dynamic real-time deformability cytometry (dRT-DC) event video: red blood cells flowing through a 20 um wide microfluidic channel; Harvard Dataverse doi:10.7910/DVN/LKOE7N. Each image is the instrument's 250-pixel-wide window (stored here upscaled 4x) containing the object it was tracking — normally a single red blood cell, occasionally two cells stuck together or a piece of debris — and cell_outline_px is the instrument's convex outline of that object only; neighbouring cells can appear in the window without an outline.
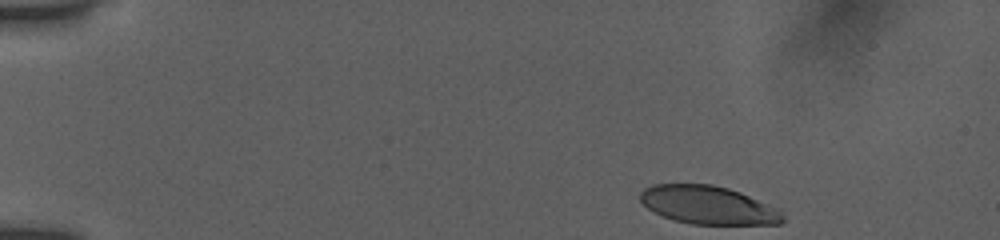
{"species": "human", "species_latin": "Homo sapiens", "temperature_condition": "room temperature", "stored_images_in_passage": 47, "camera_frame_rate_fps": 3000, "um_per_image_px": 0.085, "donor": {"sex": "female"}, "frame": {"image": 1, "passage_image": 1, "time_ms": 0.0, "image_size_px": [1000, 240], "cell_outline_px": [[784, 220], [780, 224], [692, 224], [676, 220], [664, 216], [648, 208], [640, 200], [640, 192], [644, 188], [652, 184], [712, 184], [728, 188], [740, 192], [780, 208], [784, 216]], "centroid_in_image_um": [60.24, 17.42], "position_along_channel_um": 24.8, "area_um2": 31.79}}
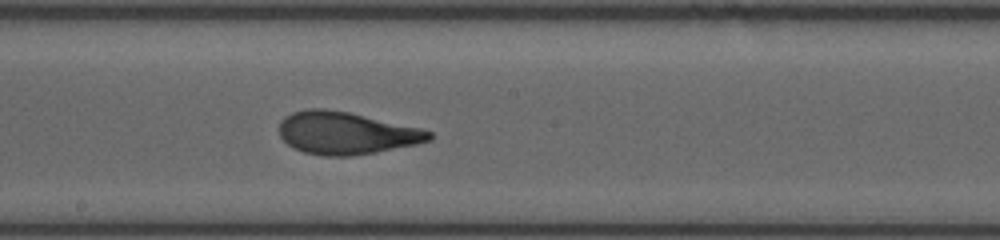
{"frame": {"image": 2, "passage_image": 24, "time_ms": 7.667, "image_size_px": [1000, 240], "cell_outline_px": [[432, 140], [416, 144], [352, 156], [324, 156], [304, 152], [292, 148], [280, 136], [280, 120], [284, 116], [292, 112], [308, 108], [324, 108], [348, 112], [420, 128], [432, 132]], "centroid_in_image_um": [29.38, 11.3], "position_along_channel_um": 218.8, "area_um2": 36.93}}
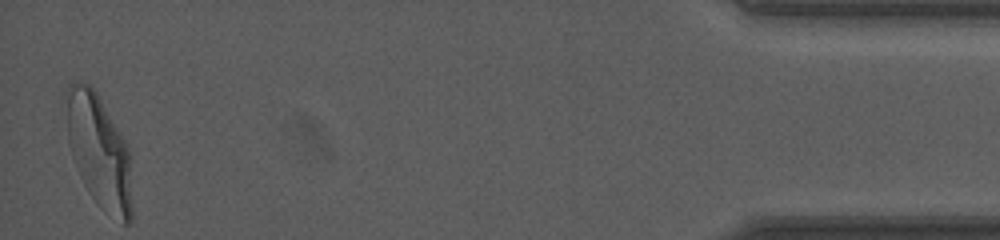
{"frame": {"image": 3, "passage_image": 46, "time_ms": 15.0, "image_size_px": [1000, 240], "cell_outline_px": [[132, 220], [128, 224], [124, 224], [68, 140], [64, 92], [72, 80], [88, 84], [96, 92], [124, 140], [128, 148], [132, 212]], "centroid_in_image_um": [8.45, 12.4], "position_along_channel_um": 426.8, "area_um2": 37.51}, "authors_computed_cell_mechanics": {"area_um2": 36.6452, "velocity_mm_per_s": 3.8913, "shape_relaxation_time_tau1_ms": 3.7531, "shape_relaxation_time_tau2_ms": 0.9354, "deformation_change_tau1": 0.2002, "deformation_change_tau2": 0.0843}}